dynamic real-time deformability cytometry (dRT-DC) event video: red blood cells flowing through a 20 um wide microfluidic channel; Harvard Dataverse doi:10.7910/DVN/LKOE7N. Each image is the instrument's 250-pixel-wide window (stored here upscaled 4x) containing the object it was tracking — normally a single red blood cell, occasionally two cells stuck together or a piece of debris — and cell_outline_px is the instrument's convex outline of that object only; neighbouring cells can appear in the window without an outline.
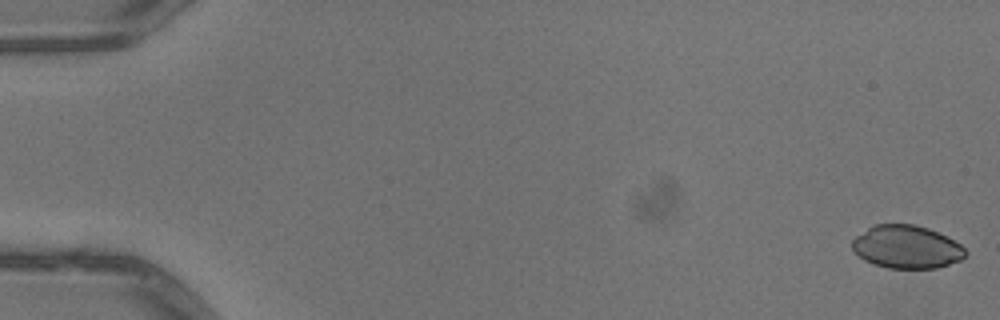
{"species": "common noctule bat (a hibernating species)", "species_latin": "Nyctalus noctula", "temperature_condition": "warm", "stored_images_in_passage": 40, "camera_frame_rate_fps": 3000, "um_per_image_px": 0.085, "animal": {"sex": "male", "body_mass_g": 13.3}, "frame": {"image": 1, "passage_image": 1, "time_ms": 0.0, "image_size_px": [1000, 320], "cell_outline_px": [[968, 252], [960, 260], [936, 268], [888, 268], [864, 260], [852, 248], [852, 240], [856, 236], [872, 224], [916, 224], [928, 228], [960, 244]], "centroid_in_image_um": [77.04, 20.98], "position_along_channel_um": 8.0, "area_um2": 28.15}}
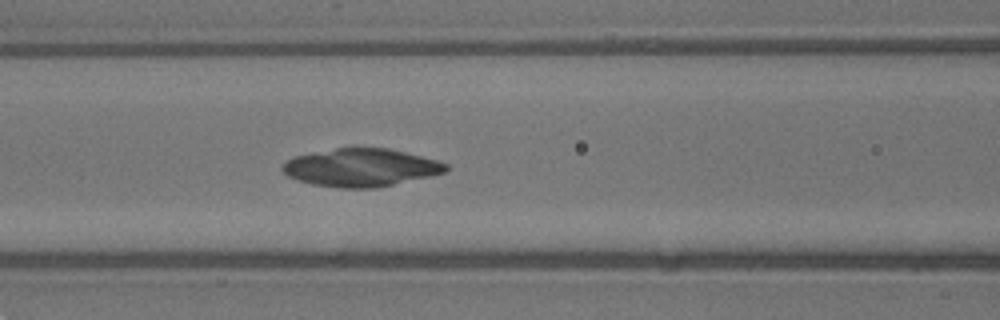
{"frame": {"image": 2, "passage_image": 23, "time_ms": 7.333, "image_size_px": [1000, 320], "cell_outline_px": [[448, 168], [444, 172], [428, 176], [376, 188], [340, 188], [312, 184], [288, 176], [280, 168], [288, 160], [296, 156], [336, 148], [388, 148], [436, 160], [448, 164]], "centroid_in_image_um": [30.67, 14.25], "position_along_channel_um": 135.9, "area_um2": 35.49}}
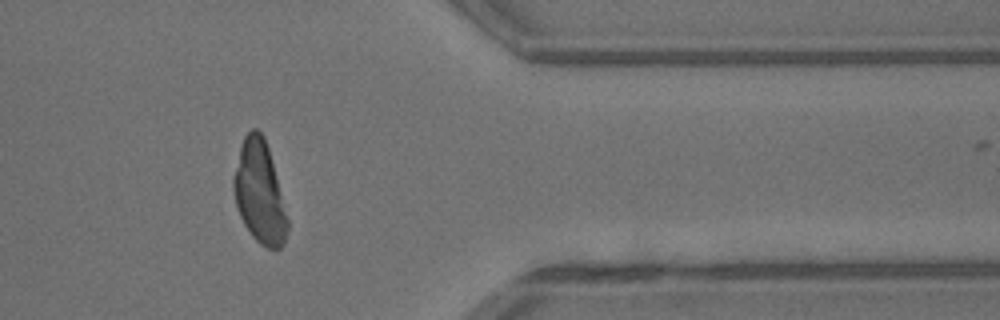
{"frame": {"image": 3, "passage_image": 39, "time_ms": 12.667, "image_size_px": [1000, 320], "cell_outline_px": [[288, 228], [284, 244], [280, 248], [268, 248], [260, 244], [252, 236], [244, 224], [240, 216], [236, 204], [232, 188], [232, 180], [240, 144], [244, 136], [252, 128], [256, 128], [264, 136], [268, 148], [288, 220]], "centroid_in_image_um": [22.03, 16.34], "position_along_channel_um": 389.4, "area_um2": 31.85}}